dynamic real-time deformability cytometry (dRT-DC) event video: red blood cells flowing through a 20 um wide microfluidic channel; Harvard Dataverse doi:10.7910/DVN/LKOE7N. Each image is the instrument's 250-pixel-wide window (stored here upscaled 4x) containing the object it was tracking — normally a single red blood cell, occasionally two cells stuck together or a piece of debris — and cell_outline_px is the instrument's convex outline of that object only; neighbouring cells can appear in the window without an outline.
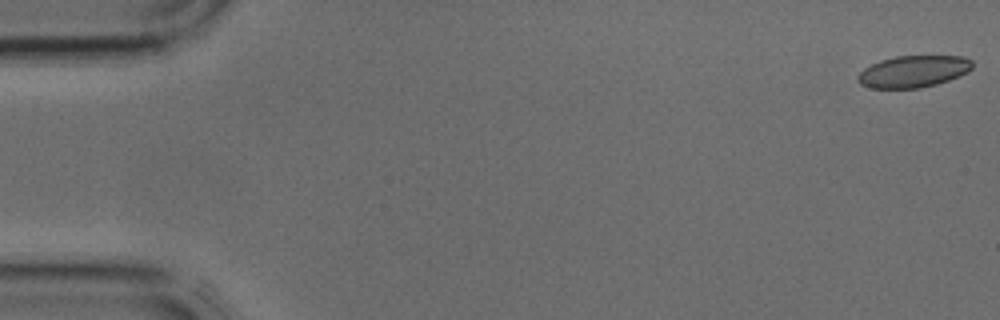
{"species": "common noctule bat (a hibernating species)", "species_latin": "Nyctalus noctula", "temperature_condition": "cold", "stored_images_in_passage": 6, "camera_frame_rate_fps": 3000, "um_per_image_px": 0.085, "animal": {"sex": "male", "body_mass_g": 17.9, "forearm_length_mm": 54.2}, "frame": {"image": 1, "passage_image": 1, "time_ms": 0.0, "image_size_px": [1000, 320], "cell_outline_px": [[972, 68], [968, 72], [960, 76], [936, 84], [920, 88], [872, 88], [860, 84], [856, 80], [856, 76], [864, 68], [880, 60], [896, 56], [964, 56], [972, 60]], "centroid_in_image_um": [77.63, 6.07], "position_along_channel_um": 7.4, "area_um2": 21.33}}